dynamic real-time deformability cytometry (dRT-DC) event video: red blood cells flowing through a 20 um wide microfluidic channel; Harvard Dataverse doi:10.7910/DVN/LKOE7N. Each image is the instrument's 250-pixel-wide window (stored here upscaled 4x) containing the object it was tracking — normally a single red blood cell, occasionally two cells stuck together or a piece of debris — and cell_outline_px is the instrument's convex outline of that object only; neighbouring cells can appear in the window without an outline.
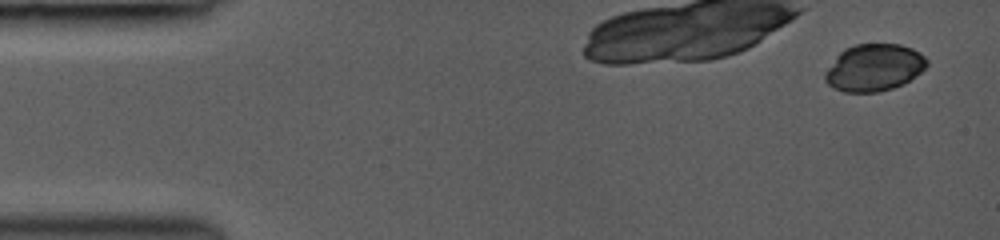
{"species": "common noctule bat (a hibernating species)", "species_latin": "Nyctalus noctula", "temperature_condition": "room temperature", "stored_images_in_passage": 5, "camera_frame_rate_fps": 3000, "um_per_image_px": 0.085, "animal": {"sex": "female", "body_mass_g": 19.0, "forearm_length_mm": 53.3}, "frame": {"image": 1, "passage_image": 1, "time_ms": 0.0, "image_size_px": [1000, 240], "cell_outline_px": [[928, 64], [920, 72], [904, 84], [880, 92], [844, 92], [832, 88], [824, 80], [824, 72], [836, 56], [844, 48], [856, 44], [900, 44], [912, 48], [920, 52], [928, 60]], "centroid_in_image_um": [74.27, 5.75], "position_along_channel_um": 10.7, "area_um2": 28.15}}
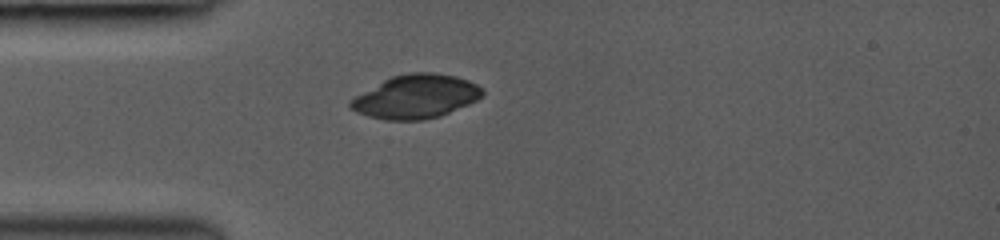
{"frame": {"image": 2, "passage_image": 5, "time_ms": 3.667, "image_size_px": [1000, 240], "cell_outline_px": [[484, 96], [468, 104], [440, 116], [424, 120], [384, 120], [368, 116], [356, 112], [348, 108], [348, 100], [384, 80], [392, 76], [408, 72], [432, 72], [456, 76], [468, 80], [484, 88]], "centroid_in_image_um": [35.34, 8.21], "position_along_channel_um": 49.7, "area_um2": 33.76}}